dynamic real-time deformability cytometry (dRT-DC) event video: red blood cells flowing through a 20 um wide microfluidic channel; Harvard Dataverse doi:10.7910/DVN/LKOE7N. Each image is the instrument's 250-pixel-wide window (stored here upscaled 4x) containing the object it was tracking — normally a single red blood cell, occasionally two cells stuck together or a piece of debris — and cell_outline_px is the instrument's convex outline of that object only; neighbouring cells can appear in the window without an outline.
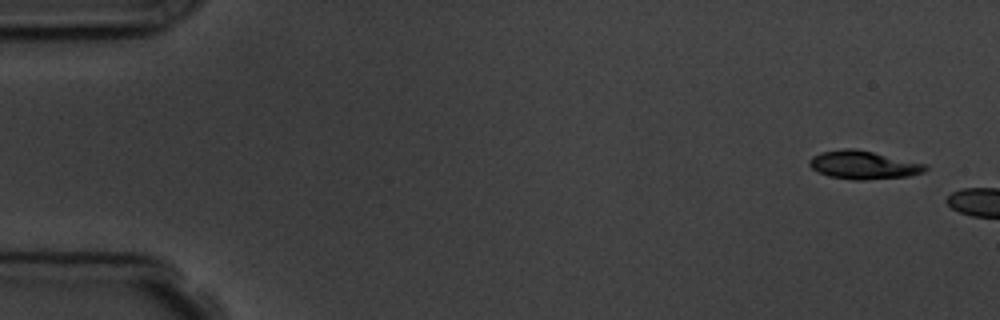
{"species": "common noctule bat (a hibernating species)", "species_latin": "Nyctalus noctula", "temperature_condition": "room temperature", "stored_images_in_passage": 3, "camera_frame_rate_fps": 3000, "um_per_image_px": 0.085, "animal": {"sex": "male", "body_mass_g": 19.5, "forearm_length_mm": 54.6}, "frame": {"image": 1, "passage_image": 1, "time_ms": 0.0, "image_size_px": [1000, 320], "cell_outline_px": [[928, 168], [924, 172], [908, 176], [864, 180], [852, 180], [828, 176], [816, 172], [808, 164], [808, 160], [812, 156], [820, 152], [844, 148], [856, 148], [928, 164]], "centroid_in_image_um": [73.37, 14.01], "position_along_channel_um": 11.6, "area_um2": 19.42}}